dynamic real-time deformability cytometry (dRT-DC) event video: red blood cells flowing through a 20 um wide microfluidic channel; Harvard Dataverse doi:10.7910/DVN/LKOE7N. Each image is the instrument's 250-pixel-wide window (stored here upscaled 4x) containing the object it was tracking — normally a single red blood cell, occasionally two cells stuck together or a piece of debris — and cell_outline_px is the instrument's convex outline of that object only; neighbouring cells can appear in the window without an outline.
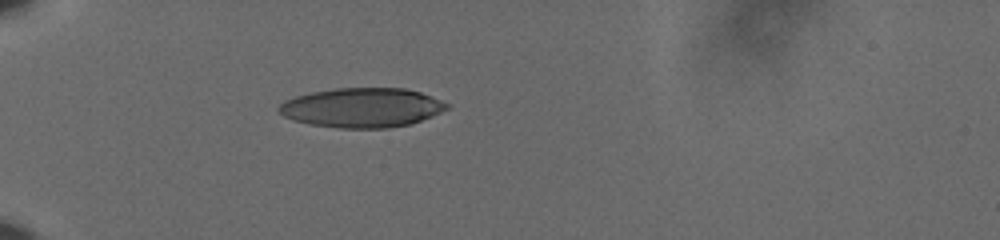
{"species": "human", "species_latin": "Homo sapiens", "temperature_condition": "cold", "stored_images_in_passage": 40, "camera_frame_rate_fps": 3000, "um_per_image_px": 0.085, "donor": {"sex": "male"}, "frame": {"image": 1, "passage_image": 1, "time_ms": 0.0, "image_size_px": [1000, 240], "cell_outline_px": [[448, 108], [432, 116], [412, 124], [388, 128], [340, 128], [308, 124], [292, 120], [284, 116], [276, 108], [284, 100], [296, 96], [312, 92], [336, 88], [404, 88], [420, 92], [440, 100], [448, 104]], "centroid_in_image_um": [30.74, 9.15], "position_along_channel_um": 54.3, "area_um2": 38.67}}
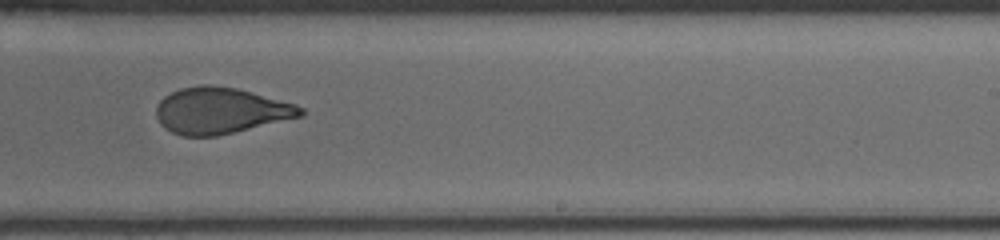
{"frame": {"image": 2, "passage_image": 21, "time_ms": 6.667, "image_size_px": [1000, 240], "cell_outline_px": [[304, 116], [216, 136], [184, 136], [172, 132], [164, 128], [160, 124], [156, 116], [156, 108], [160, 100], [164, 96], [180, 88], [200, 84], [212, 84], [236, 88], [252, 92], [296, 104], [304, 108]], "centroid_in_image_um": [18.74, 9.4], "position_along_channel_um": 270.3, "area_um2": 39.02}}
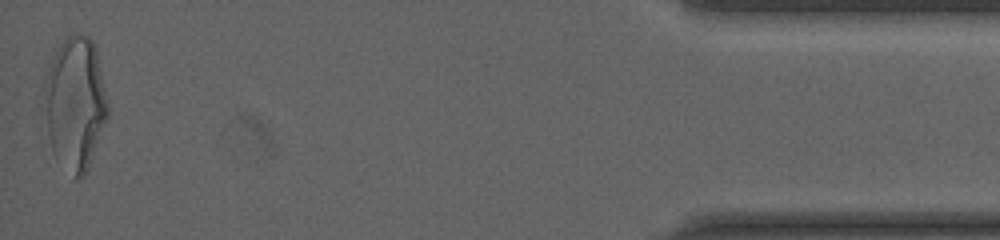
{"frame": {"image": 3, "passage_image": 40, "time_ms": 13.0, "image_size_px": [1000, 240], "cell_outline_px": [[108, 116], [88, 168], [84, 176], [80, 180], [72, 180], [52, 152], [48, 132], [44, 88], [44, 80], [48, 68], [56, 52], [64, 40], [68, 36], [76, 32], [80, 32], [88, 36], [92, 40], [96, 48], [108, 104]], "centroid_in_image_um": [6.4, 8.83], "position_along_channel_um": 428.8, "area_um2": 49.13}, "authors_computed_cell_mechanics": {"area_um2": 40.1421, "velocity_mm_per_s": 3.6337, "shape_relaxation_time_tau1_ms": 6.0597, "shape_relaxation_time_tau2_ms": 1.3828, "deformation_change_tau1": 0.2072, "deformation_change_tau2": 0.0856}}